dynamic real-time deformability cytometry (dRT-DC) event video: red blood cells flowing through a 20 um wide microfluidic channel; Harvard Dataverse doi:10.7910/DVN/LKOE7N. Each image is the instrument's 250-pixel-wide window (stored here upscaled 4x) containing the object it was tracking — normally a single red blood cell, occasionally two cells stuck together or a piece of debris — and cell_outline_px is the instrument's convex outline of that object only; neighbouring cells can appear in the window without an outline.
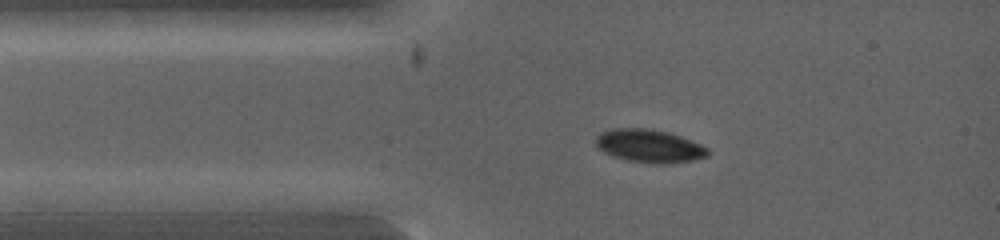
{"species": "common noctule bat (a hibernating species)", "species_latin": "Nyctalus noctula", "temperature_condition": "warm", "stored_images_in_passage": 7, "camera_frame_rate_fps": 5000, "um_per_image_px": 0.085, "animal": {"sex": "female", "body_mass_g": 19.0, "forearm_length_mm": 53.3}, "frame": {"image": 1, "passage_image": 2, "time_ms": 0.4, "image_size_px": [1000, 240], "cell_outline_px": [[708, 156], [692, 160], [668, 164], [660, 164], [628, 160], [604, 152], [596, 148], [596, 136], [600, 132], [612, 128], [648, 128], [668, 132], [692, 140], [708, 148]], "centroid_in_image_um": [55.18, 12.39], "position_along_channel_um": 29.8, "area_um2": 21.56}}
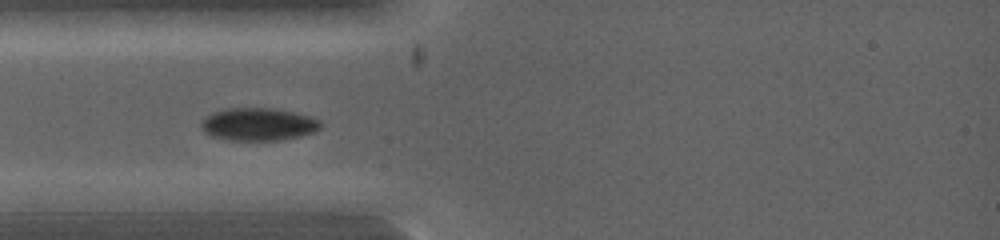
{"frame": {"image": 2, "passage_image": 5, "time_ms": 1.2, "image_size_px": [1000, 240], "cell_outline_px": [[320, 128], [312, 132], [300, 136], [276, 140], [232, 140], [212, 136], [204, 132], [200, 128], [200, 124], [204, 116], [212, 112], [224, 108], [276, 108], [308, 116], [320, 120]], "centroid_in_image_um": [21.89, 10.55], "position_along_channel_um": 63.1, "area_um2": 22.72}}
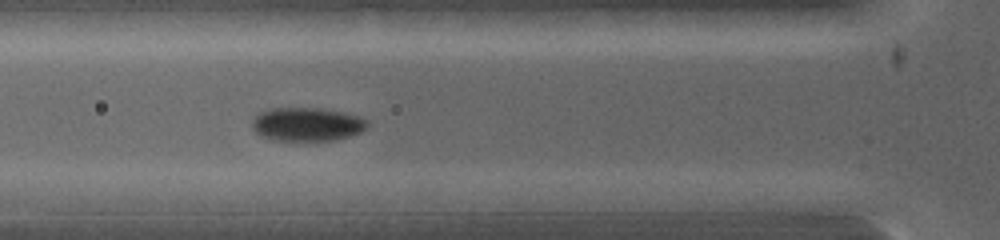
{"frame": {"image": 3, "passage_image": 7, "time_ms": 1.8, "image_size_px": [1000, 240], "cell_outline_px": [[368, 128], [360, 132], [348, 136], [332, 140], [276, 140], [260, 136], [256, 132], [252, 124], [252, 120], [256, 112], [268, 108], [324, 108], [360, 116], [368, 120]], "centroid_in_image_um": [26.08, 10.54], "position_along_channel_um": 99.7, "area_um2": 22.72}}